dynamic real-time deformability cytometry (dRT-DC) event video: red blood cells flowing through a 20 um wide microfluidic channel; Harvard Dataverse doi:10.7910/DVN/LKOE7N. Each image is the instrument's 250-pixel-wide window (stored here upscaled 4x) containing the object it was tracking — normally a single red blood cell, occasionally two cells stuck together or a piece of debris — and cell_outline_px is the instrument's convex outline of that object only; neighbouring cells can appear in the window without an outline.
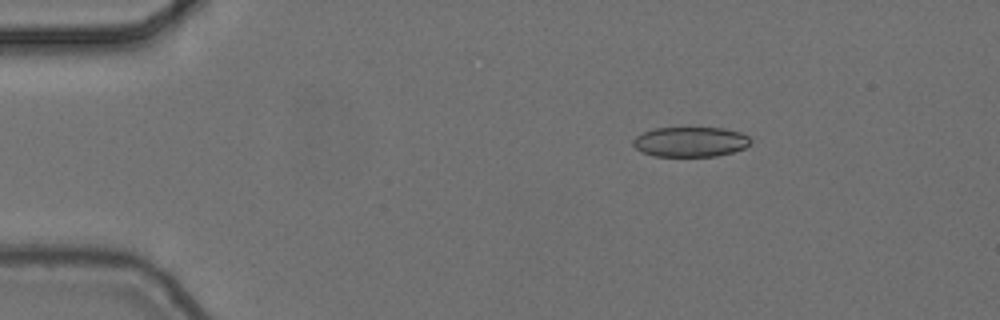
{"species": "common noctule bat (a hibernating species)", "species_latin": "Nyctalus noctula", "temperature_condition": "cold", "stored_images_in_passage": 3, "camera_frame_rate_fps": 3000, "um_per_image_px": 0.085, "animal": {"sex": "female", "body_mass_g": 24.6, "forearm_length_mm": 56.2}, "frame": {"image": 1, "passage_image": 1, "time_ms": 0.0, "image_size_px": [1000, 320], "cell_outline_px": [[752, 140], [744, 148], [732, 152], [716, 156], [652, 156], [640, 152], [632, 144], [632, 140], [636, 136], [652, 128], [724, 128], [740, 132], [748, 136]], "centroid_in_image_um": [58.65, 12.06], "position_along_channel_um": 26.4, "area_um2": 20.58}}